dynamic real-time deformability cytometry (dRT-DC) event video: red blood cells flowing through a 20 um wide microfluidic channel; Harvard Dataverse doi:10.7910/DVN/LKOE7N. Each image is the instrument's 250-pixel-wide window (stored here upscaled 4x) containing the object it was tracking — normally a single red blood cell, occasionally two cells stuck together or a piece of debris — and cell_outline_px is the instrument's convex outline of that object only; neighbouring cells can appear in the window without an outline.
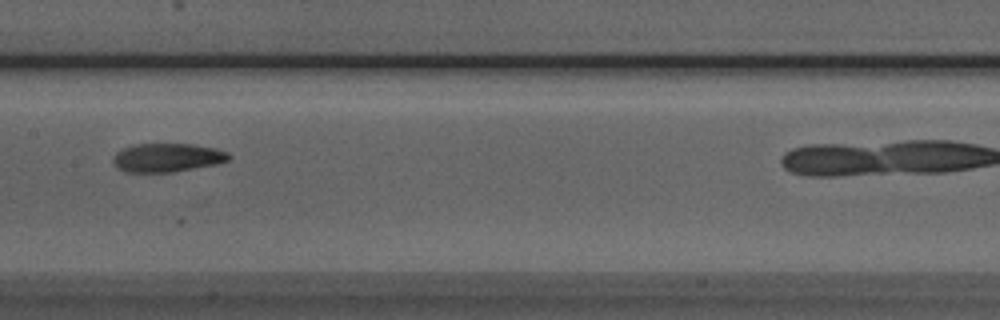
{"species": "Egyptian fruit bat (a non-hibernating species)", "species_latin": "Rousettus aegyptiacus", "temperature_condition": "room temperature", "stored_images_in_passage": 7, "camera_frame_rate_fps": 3000, "um_per_image_px": 0.085, "animal": {"sex": "male"}, "frame": {"image": 1, "passage_image": 5, "time_ms": 4.333, "image_size_px": [1000, 320], "cell_outline_px": [[232, 156], [228, 160], [216, 164], [172, 172], [124, 172], [112, 164], [112, 156], [116, 152], [132, 144], [192, 144], [216, 148], [228, 152]], "centroid_in_image_um": [14.18, 13.39], "position_along_channel_um": 193.2, "area_um2": 19.48}}